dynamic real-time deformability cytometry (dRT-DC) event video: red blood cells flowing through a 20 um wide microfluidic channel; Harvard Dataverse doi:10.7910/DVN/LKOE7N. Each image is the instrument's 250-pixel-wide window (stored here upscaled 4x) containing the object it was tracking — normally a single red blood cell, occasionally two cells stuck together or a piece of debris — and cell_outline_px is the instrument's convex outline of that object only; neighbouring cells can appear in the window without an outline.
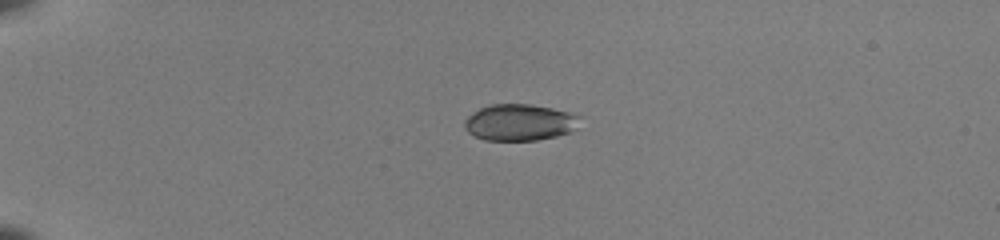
{"species": "common noctule bat (a hibernating species)", "species_latin": "Nyctalus noctula", "temperature_condition": "room temperature", "stored_images_in_passage": 39, "camera_frame_rate_fps": 3000, "um_per_image_px": 0.085, "animal": {"sex": "female", "body_mass_g": 22.0, "forearm_length_mm": 56.7}, "frame": {"image": 1, "passage_image": 1, "time_ms": 0.0, "image_size_px": [1000, 240], "cell_outline_px": [[580, 116], [576, 128], [568, 132], [556, 136], [536, 140], [484, 140], [468, 132], [464, 128], [464, 124], [468, 116], [480, 108], [492, 104], [532, 104], [552, 108], [568, 112]], "centroid_in_image_um": [44.16, 10.4], "position_along_channel_um": 40.8, "area_um2": 24.33}}
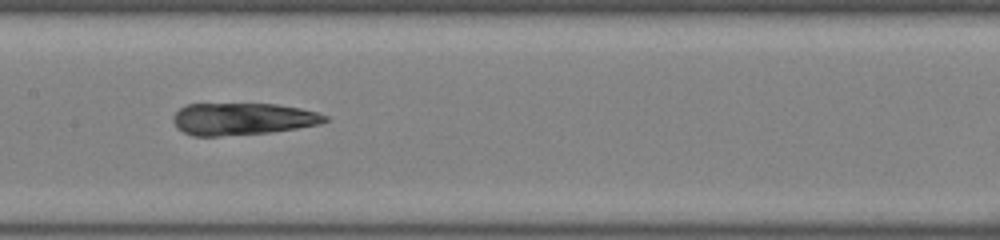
{"frame": {"image": 2, "passage_image": 16, "time_ms": 5.0, "image_size_px": [1000, 240], "cell_outline_px": [[328, 120], [320, 124], [296, 128], [268, 132], [220, 136], [192, 136], [176, 128], [172, 120], [172, 116], [180, 108], [188, 104], [276, 104], [300, 108], [316, 112], [328, 116]], "centroid_in_image_um": [20.58, 10.11], "position_along_channel_um": 186.8, "area_um2": 28.32}}
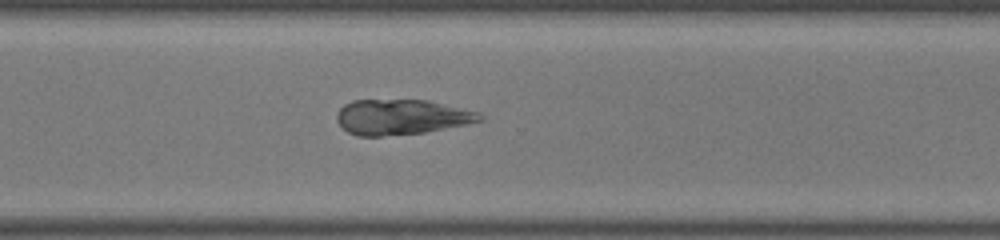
{"frame": {"image": 3, "passage_image": 27, "time_ms": 8.667, "image_size_px": [1000, 240], "cell_outline_px": [[484, 120], [468, 124], [424, 132], [380, 136], [356, 136], [348, 132], [336, 120], [336, 116], [340, 108], [344, 104], [352, 100], [428, 100], [480, 112], [484, 116]], "centroid_in_image_um": [34.14, 9.94], "position_along_channel_um": 336.5, "area_um2": 29.42}, "authors_computed_cell_mechanics": {"area_um2": 29.4202, "velocity_mm_per_s": 4.0853, "shape_relaxation_time_tau1_ms": 5.7777, "shape_relaxation_time_tau2_ms": 1.8242, "deformation_change_tau1": 0.123, "deformation_change_tau2": 0.0495}}